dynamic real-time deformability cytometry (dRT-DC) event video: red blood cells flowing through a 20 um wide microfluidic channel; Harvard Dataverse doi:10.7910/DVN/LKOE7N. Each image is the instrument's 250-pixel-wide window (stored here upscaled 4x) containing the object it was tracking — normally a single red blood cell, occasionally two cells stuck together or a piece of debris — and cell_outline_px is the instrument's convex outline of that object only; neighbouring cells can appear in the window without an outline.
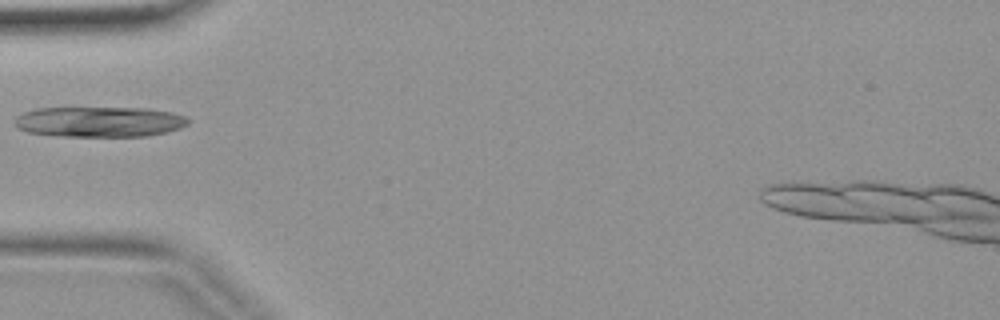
{"species": "common noctule bat (a hibernating species)", "species_latin": "Nyctalus noctula", "temperature_condition": "warm", "stored_images_in_passage": 4, "camera_frame_rate_fps": 3000, "um_per_image_px": 0.085, "animal": {"sex": "female", "body_mass_g": 19.9}, "frame": {"image": 1, "passage_image": 4, "time_ms": 1.0, "image_size_px": [1000, 320], "cell_outline_px": [[192, 120], [188, 124], [180, 128], [168, 132], [148, 136], [56, 136], [28, 132], [16, 128], [16, 116], [24, 112], [36, 108], [148, 108], [172, 112], [184, 116]], "centroid_in_image_um": [8.48, 10.35], "position_along_channel_um": 76.5, "area_um2": 30.92}}